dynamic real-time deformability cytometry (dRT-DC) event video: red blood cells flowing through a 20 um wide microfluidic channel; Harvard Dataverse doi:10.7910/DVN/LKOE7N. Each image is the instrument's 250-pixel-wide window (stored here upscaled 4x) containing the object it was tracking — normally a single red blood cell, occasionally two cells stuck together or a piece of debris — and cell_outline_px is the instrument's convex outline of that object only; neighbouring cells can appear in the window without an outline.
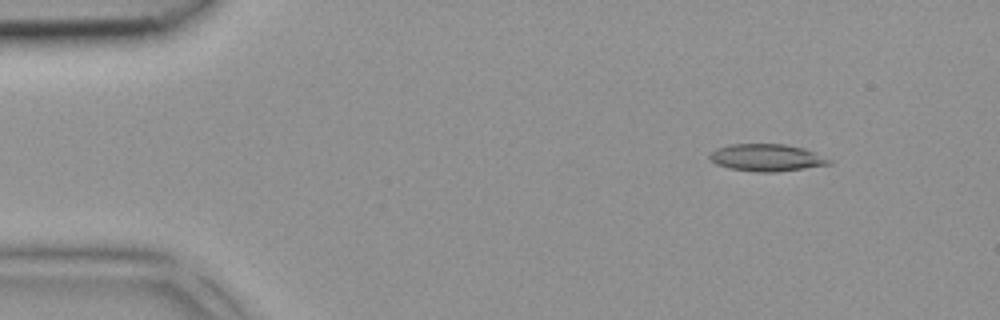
{"species": "common noctule bat (a hibernating species)", "species_latin": "Nyctalus noctula", "temperature_condition": "room temperature", "stored_images_in_passage": 3, "segment_of_instrument_passage": [1, 2], "camera_frame_rate_fps": 3000, "um_per_image_px": 0.085, "animal": {"sex": "female", "body_mass_g": 18.4}, "frame": {"image": 1, "passage_image": 1, "time_ms": 0.0, "image_size_px": [1000, 320], "cell_outline_px": [[832, 164], [776, 172], [756, 172], [728, 168], [716, 164], [708, 156], [716, 148], [732, 144], [784, 144], [804, 148], [832, 160]], "centroid_in_image_um": [65.16, 13.4], "position_along_channel_um": 19.8, "area_um2": 18.84}}